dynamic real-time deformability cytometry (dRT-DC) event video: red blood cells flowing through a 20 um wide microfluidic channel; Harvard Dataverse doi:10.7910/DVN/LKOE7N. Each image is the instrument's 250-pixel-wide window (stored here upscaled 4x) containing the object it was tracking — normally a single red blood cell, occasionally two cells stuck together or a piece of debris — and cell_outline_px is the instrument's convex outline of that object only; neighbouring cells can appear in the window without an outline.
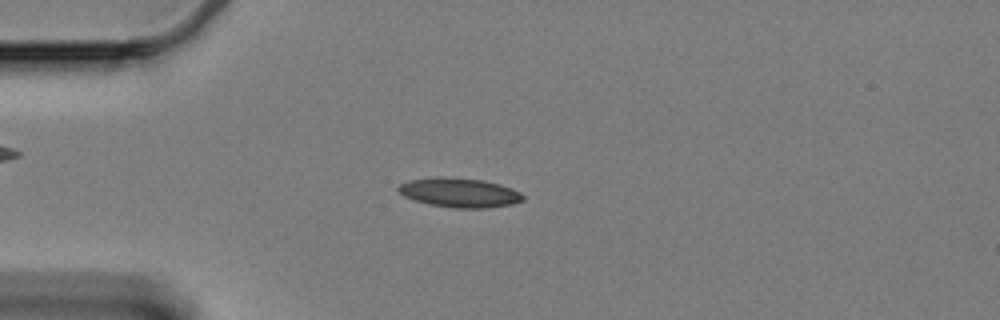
{"species": "Egyptian fruit bat (a non-hibernating species)", "species_latin": "Rousettus aegyptiacus", "temperature_condition": "cold", "stored_images_in_passage": 52, "camera_frame_rate_fps": 3000, "um_per_image_px": 0.085, "animal": {"sex": "female"}, "frame": {"image": 1, "passage_image": 7, "time_ms": 2.0, "image_size_px": [1000, 320], "cell_outline_px": [[524, 200], [512, 204], [484, 208], [456, 208], [428, 204], [404, 196], [396, 188], [400, 184], [408, 180], [436, 176], [444, 176], [484, 180], [500, 184], [520, 192], [524, 196]], "centroid_in_image_um": [39.04, 16.36], "position_along_channel_um": 46.0, "area_um2": 21.39}}
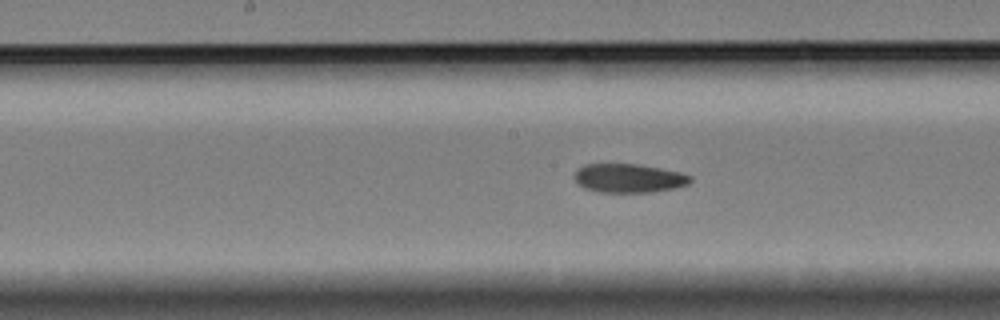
{"frame": {"image": 2, "passage_image": 22, "time_ms": 7.0, "image_size_px": [1000, 320], "cell_outline_px": [[692, 180], [688, 184], [672, 188], [652, 192], [600, 192], [584, 188], [576, 180], [576, 172], [584, 164], [636, 164], [660, 168], [680, 172], [692, 176]], "centroid_in_image_um": [53.48, 15.14], "position_along_channel_um": 194.7, "area_um2": 19.19}}
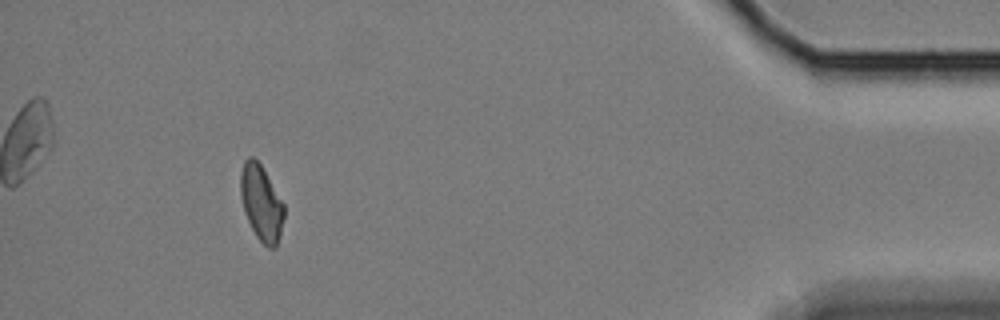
{"frame": {"image": 3, "passage_image": 47, "time_ms": 15.333, "image_size_px": [1000, 320], "cell_outline_px": [[284, 216], [280, 236], [276, 248], [268, 248], [256, 236], [244, 212], [240, 196], [240, 172], [244, 160], [248, 156], [252, 156], [260, 164], [284, 204]], "centroid_in_image_um": [22.2, 17.25], "position_along_channel_um": 413.0, "area_um2": 19.13}, "authors_computed_cell_mechanics": {"area_um2": 19.7676, "velocity_mm_per_s": 3.314, "shape_relaxation_time_tau1_ms": null, "shape_relaxation_time_tau2_ms": 5.2824, "deformation_change_tau1": null, "deformation_change_tau2": 0.0962}}